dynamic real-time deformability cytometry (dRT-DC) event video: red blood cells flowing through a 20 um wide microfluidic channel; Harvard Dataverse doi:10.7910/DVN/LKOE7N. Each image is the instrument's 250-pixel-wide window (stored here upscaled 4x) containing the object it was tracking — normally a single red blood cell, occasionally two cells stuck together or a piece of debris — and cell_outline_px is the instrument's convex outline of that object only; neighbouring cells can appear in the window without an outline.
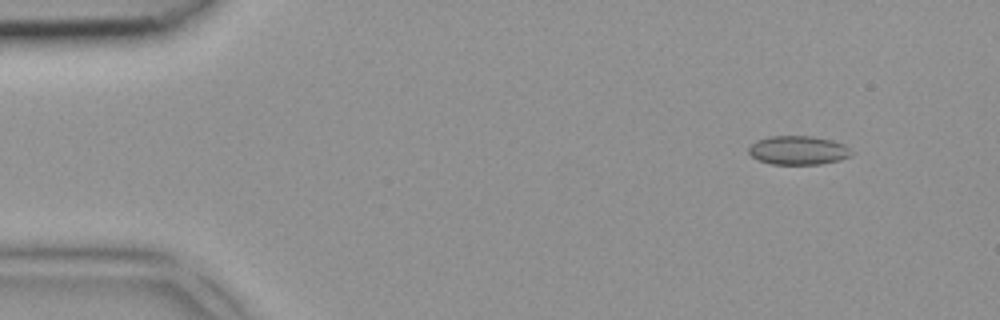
{"species": "common noctule bat (a hibernating species)", "species_latin": "Nyctalus noctula", "temperature_condition": "room temperature", "stored_images_in_passage": 4, "camera_frame_rate_fps": 3000, "um_per_image_px": 0.085, "animal": {"sex": "female", "body_mass_g": 18.4}, "frame": {"image": 1, "passage_image": 1, "time_ms": 0.0, "image_size_px": [1000, 320], "cell_outline_px": [[852, 156], [840, 160], [820, 164], [772, 164], [760, 160], [752, 156], [748, 152], [748, 148], [756, 140], [768, 136], [812, 136], [832, 140], [844, 144], [852, 152]], "centroid_in_image_um": [67.86, 12.77], "position_along_channel_um": 17.1, "area_um2": 17.28}}
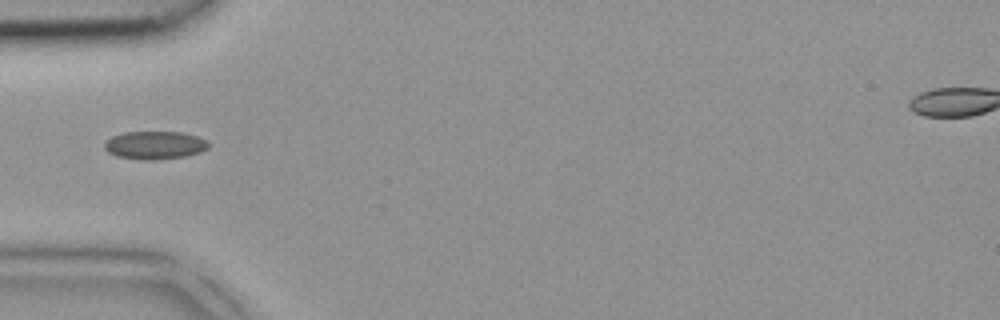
{"frame": {"image": 2, "passage_image": 4, "time_ms": 1.0, "image_size_px": [1000, 320], "cell_outline_px": [[208, 148], [200, 152], [184, 156], [152, 160], [140, 160], [116, 156], [108, 152], [104, 148], [104, 144], [112, 136], [124, 132], [180, 132], [196, 136], [208, 140]], "centroid_in_image_um": [13.14, 12.34], "position_along_channel_um": 71.9, "area_um2": 16.94}}